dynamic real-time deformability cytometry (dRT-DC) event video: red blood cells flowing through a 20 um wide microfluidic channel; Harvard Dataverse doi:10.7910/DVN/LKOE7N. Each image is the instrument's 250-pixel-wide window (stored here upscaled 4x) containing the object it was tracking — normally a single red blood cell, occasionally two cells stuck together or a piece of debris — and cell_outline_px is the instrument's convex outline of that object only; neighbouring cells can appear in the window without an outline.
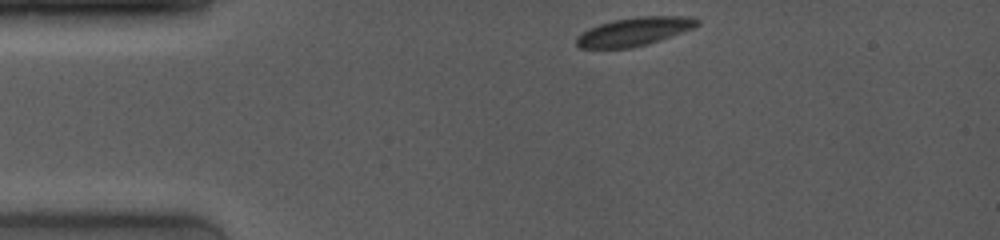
{"species": "common noctule bat (a hibernating species)", "species_latin": "Nyctalus noctula", "temperature_condition": "room temperature", "stored_images_in_passage": 18, "camera_frame_rate_fps": 4000, "um_per_image_px": 0.085, "animal": {"sex": "female", "body_mass_g": 19.0, "forearm_length_mm": 53.3}, "frame": {"image": 1, "passage_image": 1, "time_ms": 0.0, "image_size_px": [1000, 240], "cell_outline_px": [[700, 24], [692, 28], [660, 40], [648, 44], [632, 48], [580, 48], [576, 44], [576, 36], [580, 32], [588, 28], [612, 20], [636, 16], [696, 16], [700, 20]], "centroid_in_image_um": [53.91, 2.67], "position_along_channel_um": 31.1, "area_um2": 20.23}}
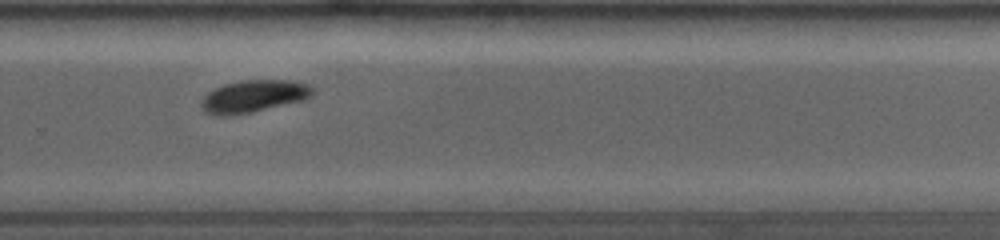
{"frame": {"image": 2, "passage_image": 14, "time_ms": 8.25, "image_size_px": [1000, 240], "cell_outline_px": [[312, 92], [304, 100], [248, 112], [228, 116], [220, 116], [204, 112], [200, 104], [204, 96], [208, 92], [224, 84], [240, 80], [292, 80], [308, 84], [312, 88]], "centroid_in_image_um": [21.51, 8.17], "position_along_channel_um": 308.3, "area_um2": 20.63}}
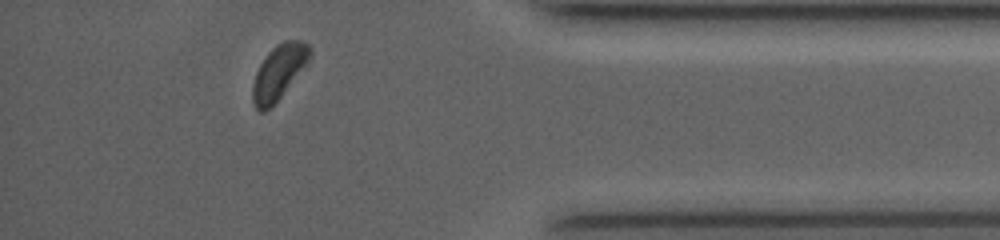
{"frame": {"image": 3, "passage_image": 17, "time_ms": 11.25, "image_size_px": [1000, 240], "cell_outline_px": [[312, 52], [308, 60], [280, 96], [264, 112], [260, 112], [252, 104], [252, 84], [256, 72], [260, 64], [268, 52], [276, 44], [284, 40], [300, 40], [312, 44]], "centroid_in_image_um": [23.68, 6.08], "position_along_channel_um": 411.5, "area_um2": 17.86}, "authors_computed_cell_mechanics": {"area_um2": 20.5479, "velocity_mm_per_s": 3.9662, "shape_relaxation_time_tau1_ms": 2.4167, "shape_relaxation_time_tau2_ms": null, "deformation_change_tau1": 0.0679, "deformation_change_tau2": null}}